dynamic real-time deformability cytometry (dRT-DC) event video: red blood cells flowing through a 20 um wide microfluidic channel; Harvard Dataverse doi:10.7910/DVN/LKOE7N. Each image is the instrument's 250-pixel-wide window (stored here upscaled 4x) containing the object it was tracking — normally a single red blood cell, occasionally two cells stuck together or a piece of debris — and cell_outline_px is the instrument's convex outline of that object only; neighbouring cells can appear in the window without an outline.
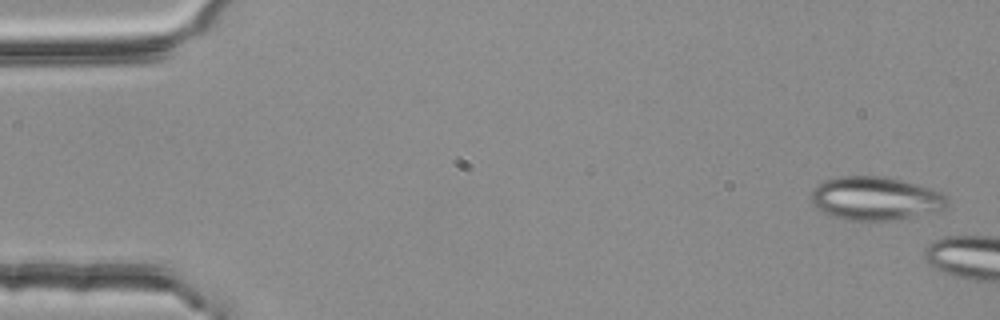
{"species": "common noctule bat (a hibernating species)", "species_latin": "Nyctalus noctula", "temperature_condition": "room temperature", "stored_images_in_passage": 2, "camera_frame_rate_fps": 3000, "um_per_image_px": 0.085, "animal": {"sex": "female", "body_mass_g": 25.1}, "frame": {"image": 1, "passage_image": 1, "time_ms": 0.0, "image_size_px": [1000, 320], "cell_outline_px": [[948, 204], [940, 212], [896, 220], [848, 220], [824, 212], [812, 204], [812, 188], [816, 184], [824, 180], [840, 176], [884, 176], [932, 188], [940, 192], [948, 200]], "centroid_in_image_um": [74.44, 16.86], "position_along_channel_um": 10.6, "area_um2": 34.62}}